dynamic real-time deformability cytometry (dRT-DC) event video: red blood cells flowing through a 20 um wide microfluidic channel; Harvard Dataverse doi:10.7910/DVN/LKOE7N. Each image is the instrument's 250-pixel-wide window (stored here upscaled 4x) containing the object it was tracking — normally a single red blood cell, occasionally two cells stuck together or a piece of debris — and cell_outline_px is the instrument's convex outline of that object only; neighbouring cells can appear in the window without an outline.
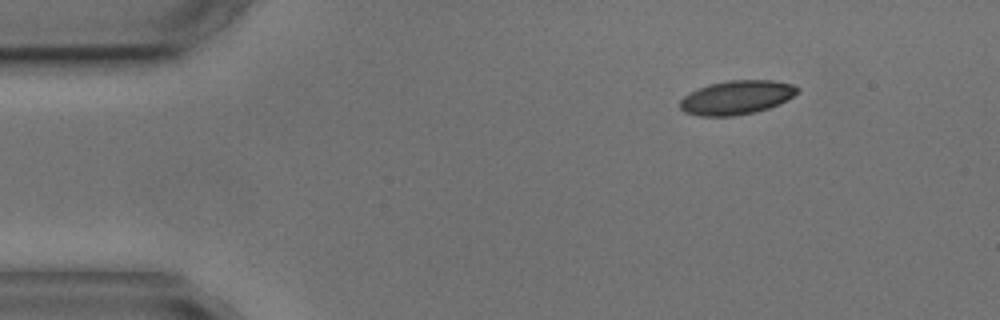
{"species": "common noctule bat (a hibernating species)", "species_latin": "Nyctalus noctula", "temperature_condition": "cold", "stored_images_in_passage": 2, "camera_frame_rate_fps": 3000, "um_per_image_px": 0.085, "animal": {"sex": "male", "body_mass_g": 17.9, "forearm_length_mm": 54.2}, "frame": {"image": 1, "passage_image": 2, "time_ms": 1.333, "image_size_px": [1000, 320], "cell_outline_px": [[800, 92], [788, 100], [768, 108], [756, 112], [732, 116], [700, 116], [684, 112], [680, 108], [680, 100], [688, 92], [712, 84], [728, 80], [772, 80], [792, 84], [800, 88]], "centroid_in_image_um": [62.64, 8.29], "position_along_channel_um": 22.4, "area_um2": 23.29}}